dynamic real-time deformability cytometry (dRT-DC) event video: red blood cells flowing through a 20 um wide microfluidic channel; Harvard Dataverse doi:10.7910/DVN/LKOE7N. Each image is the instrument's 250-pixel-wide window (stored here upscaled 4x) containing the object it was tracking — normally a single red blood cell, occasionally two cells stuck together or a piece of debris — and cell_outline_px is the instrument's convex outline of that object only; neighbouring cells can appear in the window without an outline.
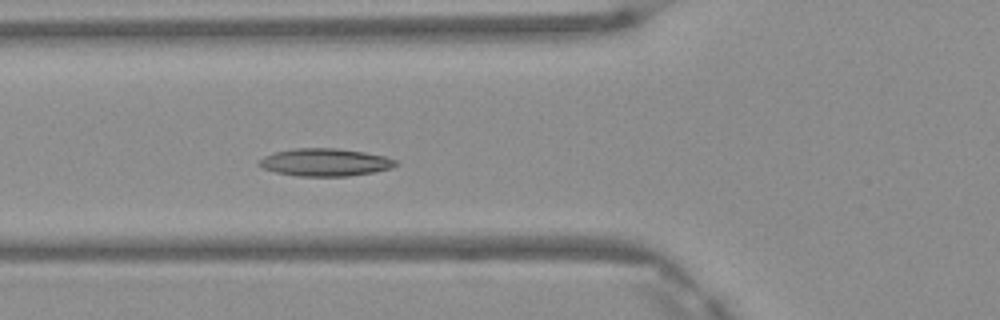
{"species": "Egyptian fruit bat (a non-hibernating species)", "species_latin": "Rousettus aegyptiacus", "temperature_condition": "warm", "stored_images_in_passage": 6, "camera_frame_rate_fps": 3000, "um_per_image_px": 0.085, "frame": {"image": 1, "passage_image": 6, "time_ms": 1.667, "image_size_px": [1000, 320], "cell_outline_px": [[400, 164], [392, 168], [372, 172], [348, 176], [296, 176], [276, 172], [264, 168], [256, 164], [264, 156], [276, 152], [292, 148], [336, 148], [364, 152], [384, 156], [396, 160]], "centroid_in_image_um": [27.64, 13.79], "position_along_channel_um": 98.2, "area_um2": 21.96}}